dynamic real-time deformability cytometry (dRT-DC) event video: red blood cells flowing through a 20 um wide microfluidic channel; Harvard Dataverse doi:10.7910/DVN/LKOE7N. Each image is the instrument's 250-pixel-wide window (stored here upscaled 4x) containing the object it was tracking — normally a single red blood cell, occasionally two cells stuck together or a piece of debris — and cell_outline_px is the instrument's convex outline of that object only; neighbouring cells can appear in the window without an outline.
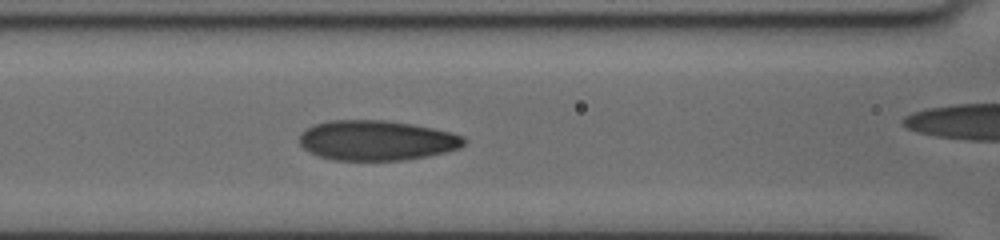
{"species": "human", "species_latin": "Homo sapiens", "temperature_condition": "cold", "stored_images_in_passage": 35, "camera_frame_rate_fps": 3000, "um_per_image_px": 0.085, "donor": {"sex": "female"}, "frame": {"image": 1, "passage_image": 11, "time_ms": 3.667, "image_size_px": [1000, 240], "cell_outline_px": [[468, 140], [460, 148], [428, 156], [404, 160], [332, 160], [308, 152], [300, 144], [300, 132], [304, 128], [328, 120], [384, 120], [412, 124], [452, 132], [464, 136]], "centroid_in_image_um": [32.01, 11.93], "position_along_channel_um": 134.6, "area_um2": 38.61}}
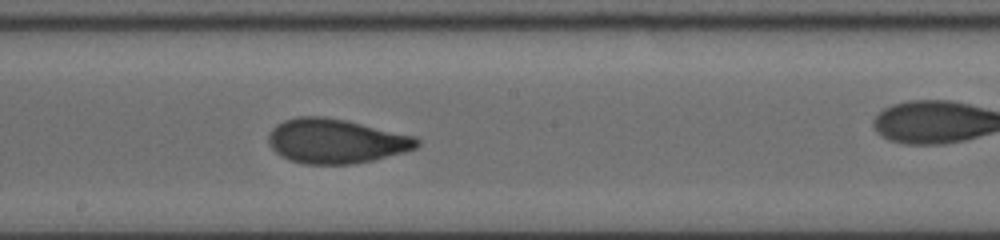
{"frame": {"image": 2, "passage_image": 19, "time_ms": 6.0, "image_size_px": [1000, 240], "cell_outline_px": [[420, 144], [416, 148], [404, 152], [372, 160], [352, 164], [304, 164], [288, 160], [280, 156], [268, 144], [268, 136], [272, 128], [276, 124], [284, 120], [296, 116], [324, 116], [344, 120], [416, 136], [420, 140]], "centroid_in_image_um": [28.52, 11.99], "position_along_channel_um": 219.7, "area_um2": 38.61}}
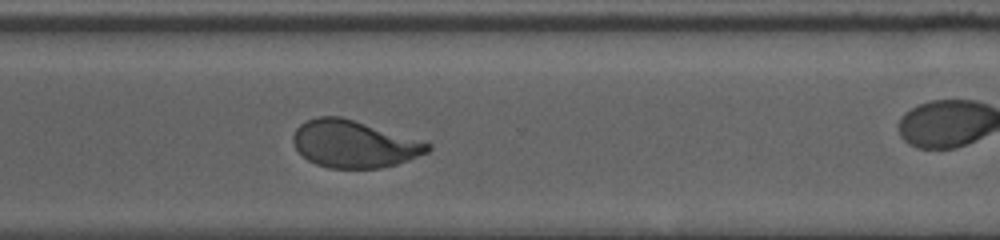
{"frame": {"image": 3, "passage_image": 29, "time_ms": 9.333, "image_size_px": [1000, 240], "cell_outline_px": [[432, 148], [428, 152], [408, 160], [396, 164], [380, 168], [328, 168], [316, 164], [308, 160], [296, 148], [292, 140], [292, 136], [296, 128], [300, 124], [308, 120], [320, 116], [340, 116], [432, 144]], "centroid_in_image_um": [30.07, 12.25], "position_along_channel_um": 340.5, "area_um2": 36.59}}